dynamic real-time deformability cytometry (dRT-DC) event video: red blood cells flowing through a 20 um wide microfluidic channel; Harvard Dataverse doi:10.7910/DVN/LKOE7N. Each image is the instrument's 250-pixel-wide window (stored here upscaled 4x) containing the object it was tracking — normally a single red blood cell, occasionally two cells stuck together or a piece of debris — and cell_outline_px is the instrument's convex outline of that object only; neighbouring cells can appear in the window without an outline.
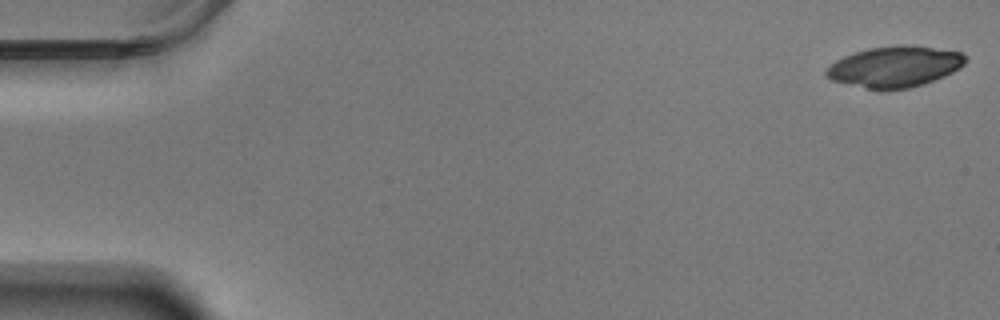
{"species": "Egyptian fruit bat (a non-hibernating species)", "species_latin": "Rousettus aegyptiacus", "temperature_condition": "warm", "stored_images_in_passage": 16, "camera_frame_rate_fps": 3000, "um_per_image_px": 0.085, "animal": {"sex": "male"}, "frame": {"image": 1, "passage_image": 1, "time_ms": 0.0, "image_size_px": [1000, 320], "cell_outline_px": [[968, 60], [960, 68], [944, 76], [908, 88], [884, 92], [880, 92], [832, 80], [824, 72], [836, 60], [844, 56], [868, 48], [896, 44], [900, 44], [964, 52], [968, 56]], "centroid_in_image_um": [76.07, 5.68], "position_along_channel_um": 8.9, "area_um2": 33.41}}